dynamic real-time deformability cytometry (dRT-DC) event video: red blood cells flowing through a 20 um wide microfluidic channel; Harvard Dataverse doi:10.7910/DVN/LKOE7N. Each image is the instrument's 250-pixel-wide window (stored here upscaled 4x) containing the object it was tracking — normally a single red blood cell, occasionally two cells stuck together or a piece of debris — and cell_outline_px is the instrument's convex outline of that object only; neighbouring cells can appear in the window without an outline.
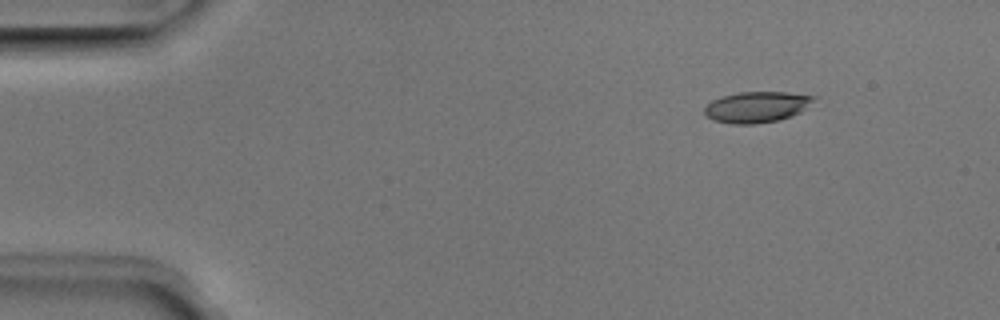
{"species": "Egyptian fruit bat (a non-hibernating species)", "species_latin": "Rousettus aegyptiacus", "temperature_condition": "room temperature", "stored_images_in_passage": 46, "camera_frame_rate_fps": 3000, "um_per_image_px": 0.085, "animal": {"sex": "male"}, "frame": {"image": 1, "passage_image": 2, "time_ms": 0.333, "image_size_px": [1000, 320], "cell_outline_px": [[816, 96], [800, 112], [780, 120], [752, 124], [732, 124], [716, 120], [708, 116], [704, 112], [704, 108], [712, 100], [724, 96], [740, 92], [784, 92]], "centroid_in_image_um": [64.3, 9.09], "position_along_channel_um": 20.7, "area_um2": 19.25}}
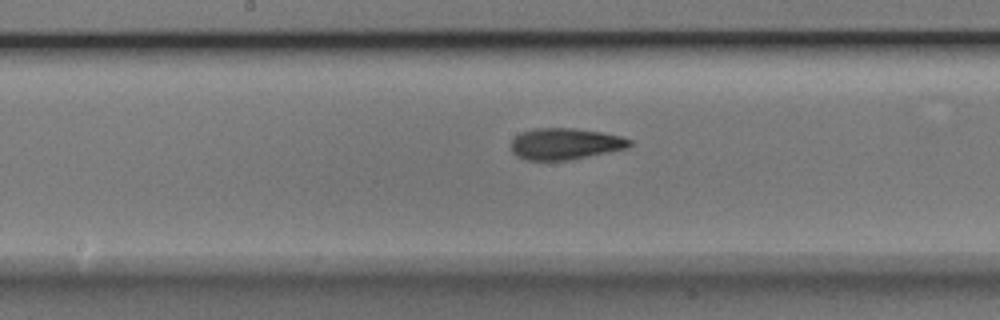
{"frame": {"image": 2, "passage_image": 22, "time_ms": 7.0, "image_size_px": [1000, 320], "cell_outline_px": [[632, 144], [628, 148], [568, 160], [524, 160], [516, 156], [512, 152], [512, 140], [520, 132], [536, 128], [572, 128], [600, 132], [620, 136], [632, 140]], "centroid_in_image_um": [48.02, 12.23], "position_along_channel_um": 200.2, "area_um2": 21.62}}
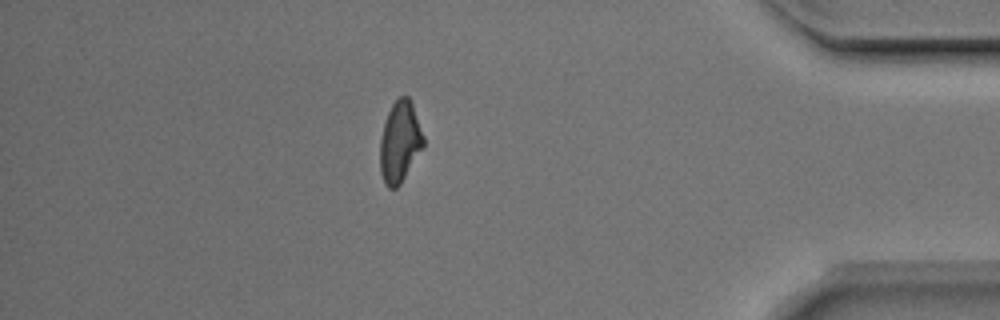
{"frame": {"image": 3, "passage_image": 40, "time_ms": 13.0, "image_size_px": [1000, 320], "cell_outline_px": [[424, 144], [400, 184], [396, 188], [388, 188], [384, 184], [380, 172], [380, 140], [384, 124], [388, 112], [392, 104], [400, 96], [408, 96], [412, 100], [424, 136]], "centroid_in_image_um": [33.98, 12.04], "position_along_channel_um": 401.2, "area_um2": 20.46}, "authors_computed_cell_mechanics": {"area_um2": 21.0103, "velocity_mm_per_s": 3.9992, "shape_relaxation_time_tau1_ms": 4.6106, "shape_relaxation_time_tau2_ms": 2.3735, "deformation_change_tau1": 0.1562, "deformation_change_tau2": 0.0968}}